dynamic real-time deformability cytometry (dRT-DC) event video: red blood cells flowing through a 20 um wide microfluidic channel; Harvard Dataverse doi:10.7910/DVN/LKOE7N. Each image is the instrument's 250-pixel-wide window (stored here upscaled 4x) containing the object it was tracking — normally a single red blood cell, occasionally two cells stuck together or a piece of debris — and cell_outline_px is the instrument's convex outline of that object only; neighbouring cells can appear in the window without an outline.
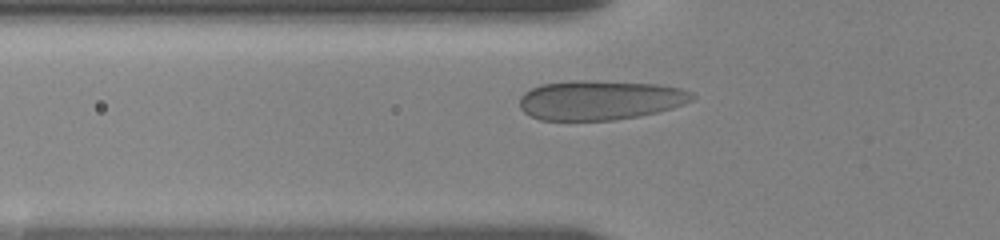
{"species": "human", "species_latin": "Homo sapiens", "temperature_condition": "room temperature", "stored_images_in_passage": 36, "camera_frame_rate_fps": 3000, "um_per_image_px": 0.085, "donor": {"sex": "female"}, "frame": {"image": 1, "passage_image": 3, "time_ms": 0.333, "image_size_px": [1000, 240], "cell_outline_px": [[696, 96], [692, 100], [684, 104], [672, 108], [656, 112], [636, 116], [612, 120], [540, 120], [524, 112], [520, 108], [520, 96], [524, 92], [540, 84], [572, 80], [584, 80], [656, 84], [680, 88], [692, 92]], "centroid_in_image_um": [50.98, 8.5], "position_along_channel_um": 74.8, "area_um2": 39.71}}
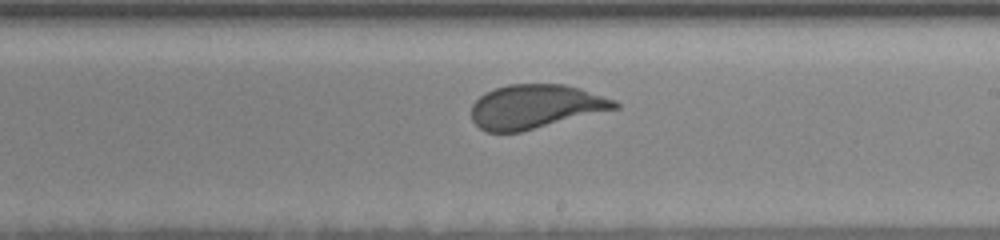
{"frame": {"image": 2, "passage_image": 25, "time_ms": 5.0, "image_size_px": [1000, 240], "cell_outline_px": [[620, 108], [520, 132], [488, 132], [480, 128], [472, 120], [472, 104], [484, 92], [508, 84], [564, 84], [580, 88], [616, 100], [620, 104]], "centroid_in_image_um": [45.53, 9.05], "position_along_channel_um": 243.5, "area_um2": 36.82}}
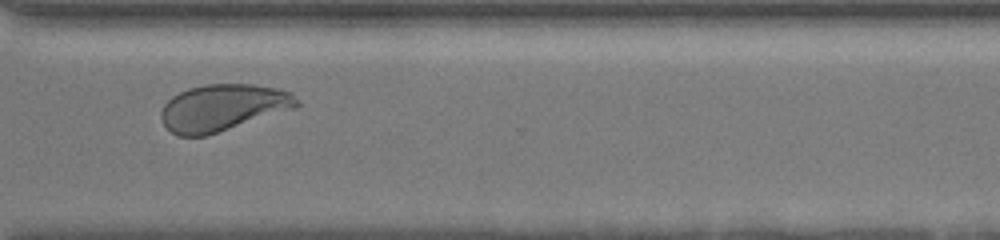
{"frame": {"image": 3, "passage_image": 35, "time_ms": 8.0, "image_size_px": [1000, 240], "cell_outline_px": [[300, 104], [296, 108], [204, 136], [180, 136], [172, 132], [164, 124], [160, 116], [160, 112], [164, 104], [172, 96], [188, 88], [208, 84], [252, 84], [276, 88], [292, 92], [300, 100]], "centroid_in_image_um": [18.96, 9.13], "position_along_channel_um": 351.6, "area_um2": 36.82}}